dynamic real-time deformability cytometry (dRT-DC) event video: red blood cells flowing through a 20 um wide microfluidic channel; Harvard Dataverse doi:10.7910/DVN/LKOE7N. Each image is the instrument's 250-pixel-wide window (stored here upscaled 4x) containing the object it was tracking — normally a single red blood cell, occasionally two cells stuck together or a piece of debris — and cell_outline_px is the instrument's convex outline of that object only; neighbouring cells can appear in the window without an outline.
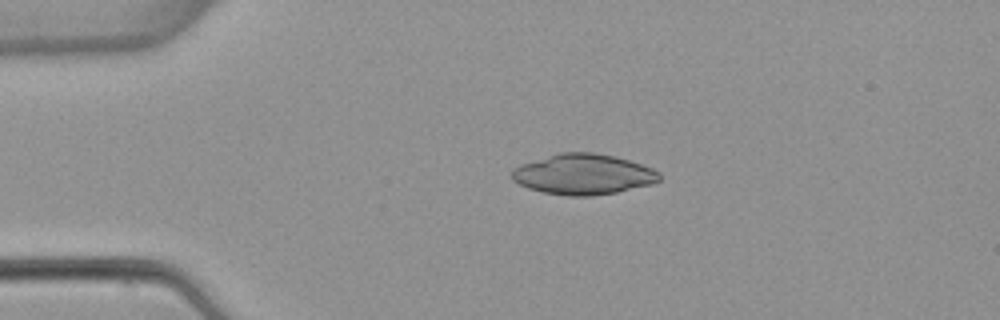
{"species": "common noctule bat (a hibernating species)", "species_latin": "Nyctalus noctula", "temperature_condition": "warm", "stored_images_in_passage": 4, "camera_frame_rate_fps": 3000, "um_per_image_px": 0.085, "animal": {"sex": "female", "body_mass_g": 22.7, "forearm_length_mm": 54.2}, "frame": {"image": 1, "passage_image": 3, "time_ms": 3.333, "image_size_px": [1000, 320], "cell_outline_px": [[660, 180], [652, 184], [616, 192], [592, 196], [568, 196], [544, 192], [528, 188], [512, 180], [512, 168], [520, 164], [560, 152], [592, 152], [612, 156], [628, 160], [652, 168], [660, 172]], "centroid_in_image_um": [49.56, 14.82], "position_along_channel_um": 35.4, "area_um2": 34.74}}